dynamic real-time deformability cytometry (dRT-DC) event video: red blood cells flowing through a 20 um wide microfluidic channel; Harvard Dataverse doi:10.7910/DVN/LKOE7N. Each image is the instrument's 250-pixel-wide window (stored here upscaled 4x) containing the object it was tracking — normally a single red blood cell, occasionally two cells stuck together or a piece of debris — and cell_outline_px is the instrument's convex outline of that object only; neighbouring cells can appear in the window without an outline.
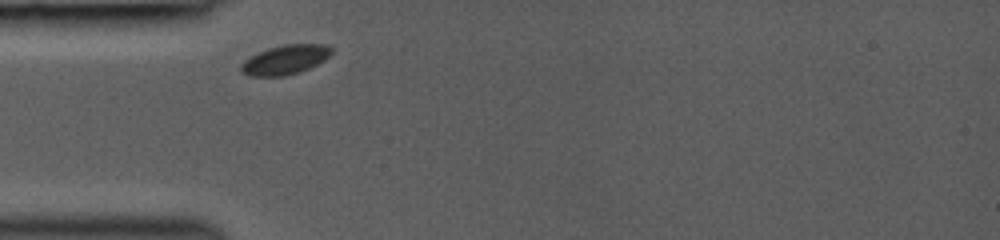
{"species": "common noctule bat (a hibernating species)", "species_latin": "Nyctalus noctula", "temperature_condition": "room temperature", "stored_images_in_passage": 5, "camera_frame_rate_fps": 3000, "um_per_image_px": 0.085, "animal": {"sex": "female", "body_mass_g": 19.0, "forearm_length_mm": 53.3}, "frame": {"image": 1, "passage_image": 1, "time_ms": 0.0, "image_size_px": [1000, 240], "cell_outline_px": [[332, 52], [324, 60], [300, 72], [284, 76], [248, 76], [240, 72], [240, 64], [244, 60], [268, 48], [284, 44], [324, 44], [332, 48]], "centroid_in_image_um": [24.21, 5.08], "position_along_channel_um": 60.8, "area_um2": 15.43}}